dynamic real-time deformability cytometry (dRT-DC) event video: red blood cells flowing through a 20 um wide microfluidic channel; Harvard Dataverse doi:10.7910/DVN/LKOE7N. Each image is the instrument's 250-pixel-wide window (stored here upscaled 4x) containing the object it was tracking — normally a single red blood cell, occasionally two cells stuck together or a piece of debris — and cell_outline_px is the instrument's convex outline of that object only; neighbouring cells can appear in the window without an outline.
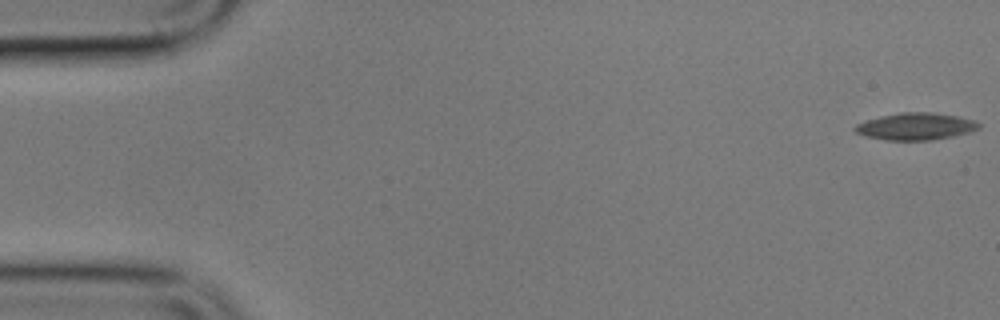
{"species": "common noctule bat (a hibernating species)", "species_latin": "Nyctalus noctula", "temperature_condition": "cold", "stored_images_in_passage": 5, "segment_of_instrument_passage": [1, 2], "camera_frame_rate_fps": 3000, "um_per_image_px": 0.085, "animal": {"sex": "male", "body_mass_g": 17.9}, "frame": {"image": 1, "passage_image": 1, "time_ms": 0.0, "image_size_px": [1000, 320], "cell_outline_px": [[980, 128], [968, 132], [952, 136], [932, 140], [888, 140], [864, 136], [856, 132], [852, 128], [856, 124], [880, 116], [900, 112], [932, 112], [956, 116], [976, 120], [980, 124]], "centroid_in_image_um": [77.83, 10.74], "position_along_channel_um": 7.2, "area_um2": 19.48}}
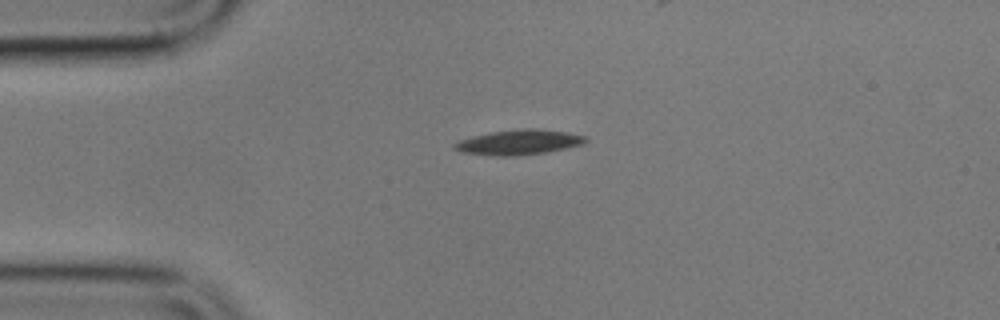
{"frame": {"image": 2, "passage_image": 3, "time_ms": 4.333, "image_size_px": [1000, 320], "cell_outline_px": [[588, 140], [584, 144], [544, 152], [516, 156], [496, 156], [464, 152], [452, 148], [452, 144], [460, 140], [472, 136], [492, 132], [516, 128], [532, 128], [568, 132], [588, 136]], "centroid_in_image_um": [44.12, 12.08], "position_along_channel_um": 40.9, "area_um2": 19.13}}